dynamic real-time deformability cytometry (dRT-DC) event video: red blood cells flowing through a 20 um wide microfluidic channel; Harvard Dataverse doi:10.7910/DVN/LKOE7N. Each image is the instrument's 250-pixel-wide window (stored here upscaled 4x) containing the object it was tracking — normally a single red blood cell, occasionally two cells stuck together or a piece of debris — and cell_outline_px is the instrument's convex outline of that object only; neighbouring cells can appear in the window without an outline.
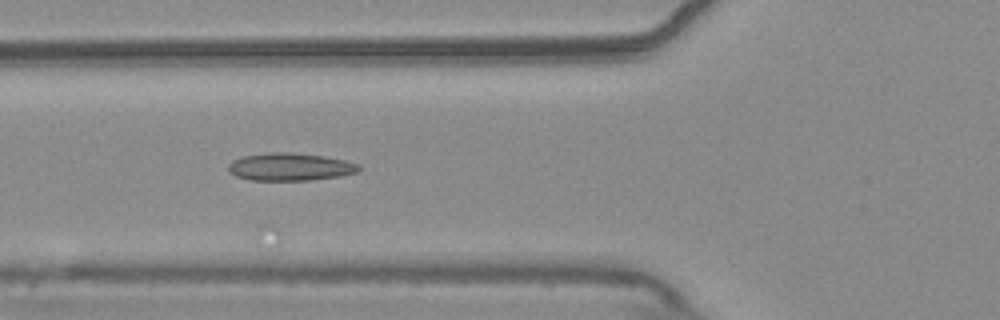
{"species": "common noctule bat (a hibernating species)", "species_latin": "Nyctalus noctula", "temperature_condition": "warm", "stored_images_in_passage": 11, "camera_frame_rate_fps": 3000, "um_per_image_px": 0.085, "animal": {"sex": "male", "body_mass_g": 20.4}, "frame": {"image": 1, "passage_image": 3, "time_ms": 0.667, "image_size_px": [1000, 320], "cell_outline_px": [[360, 168], [356, 172], [340, 176], [308, 180], [252, 180], [236, 176], [228, 172], [228, 164], [232, 160], [244, 156], [268, 152], [288, 152], [324, 156], [344, 160], [356, 164]], "centroid_in_image_um": [24.6, 14.18], "position_along_channel_um": 101.2, "area_um2": 20.87}}